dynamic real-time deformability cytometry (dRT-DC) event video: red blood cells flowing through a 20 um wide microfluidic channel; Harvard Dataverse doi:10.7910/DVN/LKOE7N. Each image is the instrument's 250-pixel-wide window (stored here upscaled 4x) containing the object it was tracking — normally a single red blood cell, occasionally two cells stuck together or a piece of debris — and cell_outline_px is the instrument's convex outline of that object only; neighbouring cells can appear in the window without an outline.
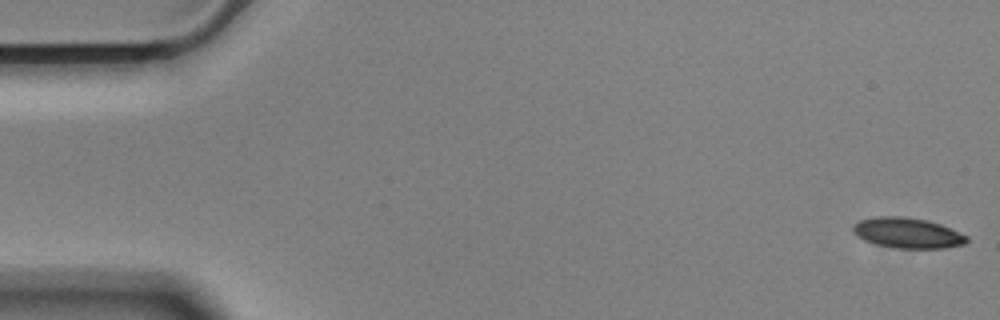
{"species": "Egyptian fruit bat (a non-hibernating species)", "species_latin": "Rousettus aegyptiacus", "temperature_condition": "cold", "stored_images_in_passage": 56, "camera_frame_rate_fps": 3000, "um_per_image_px": 0.085, "animal": {"sex": "male"}, "frame": {"image": 1, "passage_image": 1, "time_ms": 0.0, "image_size_px": [1000, 320], "cell_outline_px": [[968, 240], [964, 244], [944, 248], [892, 248], [876, 244], [864, 240], [856, 236], [852, 232], [852, 228], [860, 220], [876, 216], [904, 216], [928, 220], [940, 224], [968, 236]], "centroid_in_image_um": [77.12, 19.8], "position_along_channel_um": 7.9, "area_um2": 20.23}}
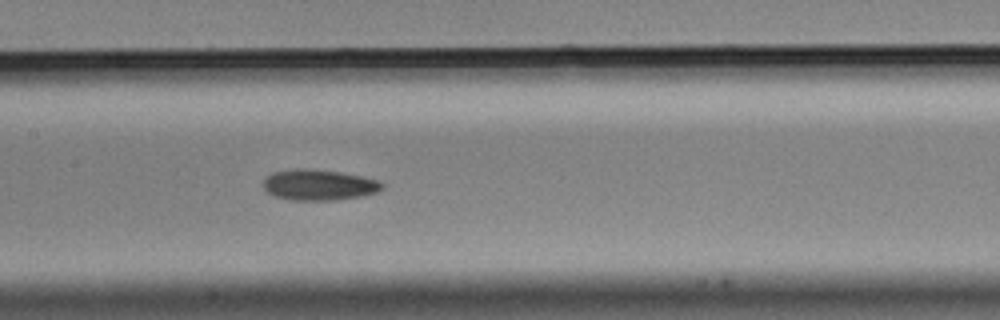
{"frame": {"image": 2, "passage_image": 27, "time_ms": 8.667, "image_size_px": [1000, 320], "cell_outline_px": [[384, 188], [376, 192], [364, 196], [332, 200], [288, 200], [272, 196], [264, 188], [264, 180], [272, 172], [296, 168], [304, 168], [340, 172], [380, 180], [384, 184]], "centroid_in_image_um": [27.11, 15.72], "position_along_channel_um": 180.3, "area_um2": 21.44}}
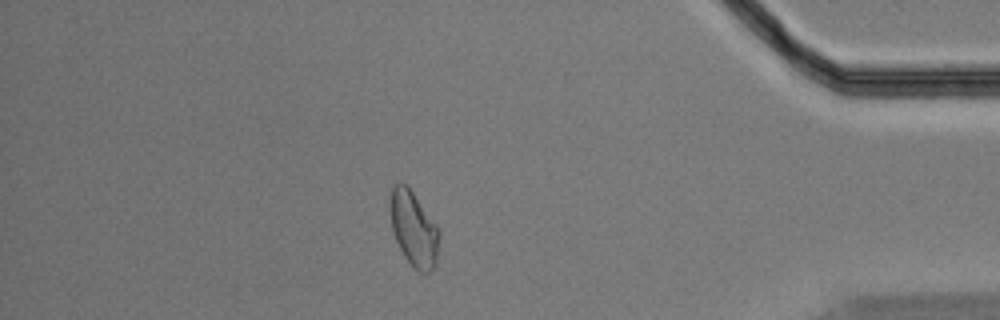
{"frame": {"image": 3, "passage_image": 49, "time_ms": 16.0, "image_size_px": [1000, 320], "cell_outline_px": [[440, 236], [436, 264], [428, 272], [420, 272], [404, 256], [392, 232], [392, 188], [396, 184], [404, 184], [412, 192], [440, 228]], "centroid_in_image_um": [35.22, 19.49], "position_along_channel_um": 400.0, "area_um2": 20.75}, "authors_computed_cell_mechanics": {"area_um2": 20.7502, "velocity_mm_per_s": 3.5219, "shape_relaxation_time_tau1_ms": 9.1226, "shape_relaxation_time_tau2_ms": null, "deformation_change_tau1": 0.1454, "deformation_change_tau2": null}}